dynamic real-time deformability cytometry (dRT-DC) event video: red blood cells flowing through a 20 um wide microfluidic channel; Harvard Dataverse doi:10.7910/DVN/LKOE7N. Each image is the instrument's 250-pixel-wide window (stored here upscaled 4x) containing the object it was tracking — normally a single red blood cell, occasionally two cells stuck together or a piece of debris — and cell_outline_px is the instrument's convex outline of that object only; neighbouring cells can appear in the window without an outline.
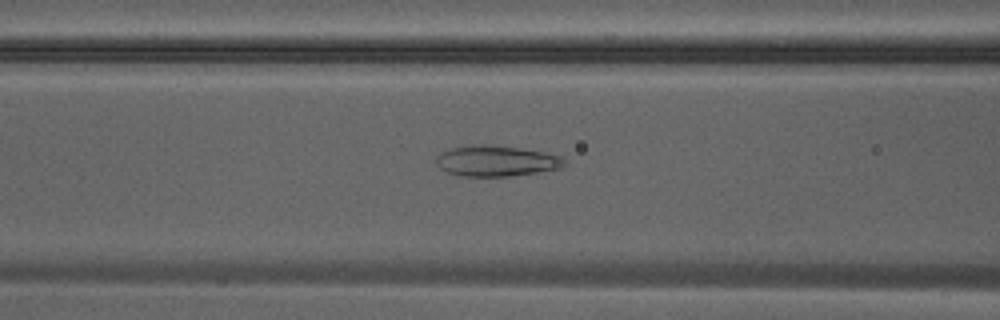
{"species": "Egyptian fruit bat (a non-hibernating species)", "species_latin": "Rousettus aegyptiacus", "temperature_condition": "warm", "stored_images_in_passage": 43, "camera_frame_rate_fps": 3000, "um_per_image_px": 0.085, "animal": {"sex": "male"}, "frame": {"image": 1, "passage_image": 19, "time_ms": 6.0, "image_size_px": [1000, 320], "cell_outline_px": [[564, 164], [560, 168], [512, 176], [460, 176], [448, 172], [440, 168], [436, 164], [436, 156], [440, 152], [452, 148], [472, 144], [484, 144], [520, 148], [544, 152], [560, 156], [564, 160]], "centroid_in_image_um": [42.13, 13.67], "position_along_channel_um": 124.5, "area_um2": 22.89}}
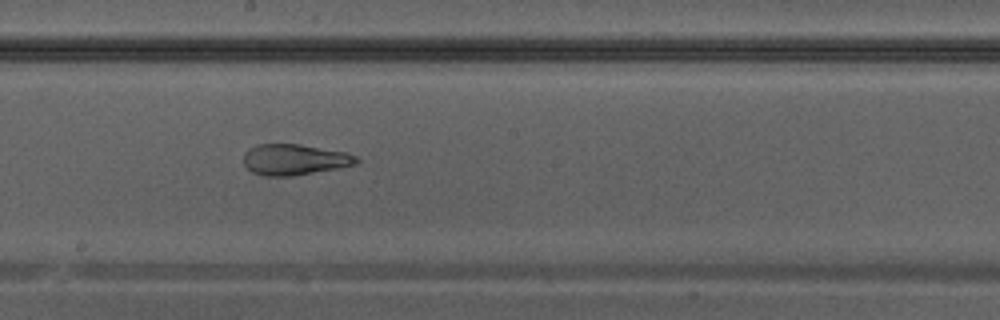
{"frame": {"image": 2, "passage_image": 25, "time_ms": 8.0, "image_size_px": [1000, 320], "cell_outline_px": [[360, 160], [356, 164], [336, 168], [292, 176], [264, 176], [252, 172], [244, 164], [244, 152], [248, 148], [256, 144], [300, 144], [348, 152], [356, 156]], "centroid_in_image_um": [25.02, 13.55], "position_along_channel_um": 223.2, "area_um2": 20.4}}
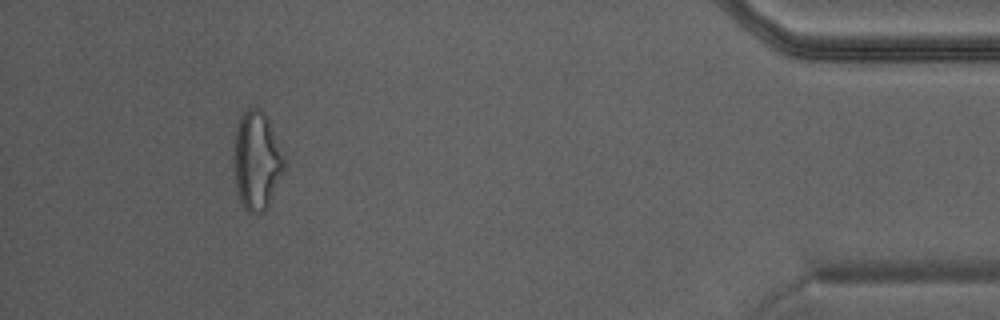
{"frame": {"image": 3, "passage_image": 40, "time_ms": 13.0, "image_size_px": [1000, 320], "cell_outline_px": [[288, 164], [264, 212], [248, 212], [244, 208], [236, 192], [232, 160], [232, 156], [236, 124], [240, 116], [252, 104], [256, 104], [264, 112], [268, 120]], "centroid_in_image_um": [21.79, 13.61], "position_along_channel_um": 413.4, "area_um2": 29.65}}